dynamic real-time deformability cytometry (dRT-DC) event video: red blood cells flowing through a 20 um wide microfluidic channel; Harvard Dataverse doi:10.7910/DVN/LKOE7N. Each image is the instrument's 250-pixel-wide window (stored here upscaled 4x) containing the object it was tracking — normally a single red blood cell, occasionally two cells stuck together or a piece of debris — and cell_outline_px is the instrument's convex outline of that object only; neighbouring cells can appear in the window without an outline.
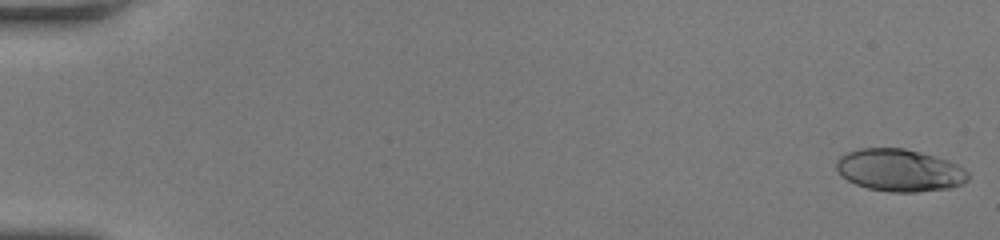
{"species": "human", "species_latin": "Homo sapiens", "temperature_condition": "room temperature", "stored_images_in_passage": 32, "camera_frame_rate_fps": 3000, "um_per_image_px": 0.085, "donor": {"sex": "female"}, "frame": {"image": 1, "passage_image": 1, "time_ms": 0.0, "image_size_px": [1000, 240], "cell_outline_px": [[968, 180], [964, 184], [948, 188], [916, 192], [888, 192], [868, 188], [856, 184], [840, 176], [836, 168], [836, 160], [840, 156], [848, 152], [860, 148], [904, 148], [936, 156], [948, 160], [964, 168], [968, 172]], "centroid_in_image_um": [76.46, 14.47], "position_along_channel_um": 8.5, "area_um2": 32.66}}
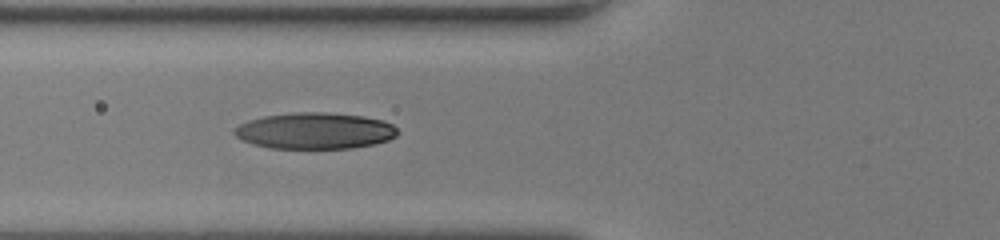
{"frame": {"image": 2, "passage_image": 23, "time_ms": 7.333, "image_size_px": [1000, 240], "cell_outline_px": [[400, 132], [396, 136], [388, 140], [376, 144], [352, 148], [268, 148], [252, 144], [240, 140], [232, 132], [240, 124], [248, 120], [264, 116], [292, 112], [324, 112], [364, 116], [384, 120], [392, 124]], "centroid_in_image_um": [26.77, 11.12], "position_along_channel_um": 99.0, "area_um2": 34.85}}
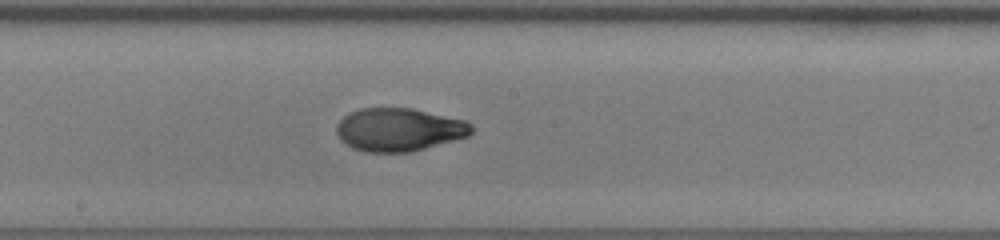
{"frame": {"image": 3, "passage_image": 32, "time_ms": 10.333, "image_size_px": [1000, 240], "cell_outline_px": [[472, 132], [468, 136], [424, 148], [408, 152], [368, 152], [352, 148], [340, 140], [336, 132], [336, 124], [344, 116], [360, 108], [412, 108], [468, 120], [472, 124]], "centroid_in_image_um": [33.91, 11.01], "position_along_channel_um": 214.3, "area_um2": 33.93}}